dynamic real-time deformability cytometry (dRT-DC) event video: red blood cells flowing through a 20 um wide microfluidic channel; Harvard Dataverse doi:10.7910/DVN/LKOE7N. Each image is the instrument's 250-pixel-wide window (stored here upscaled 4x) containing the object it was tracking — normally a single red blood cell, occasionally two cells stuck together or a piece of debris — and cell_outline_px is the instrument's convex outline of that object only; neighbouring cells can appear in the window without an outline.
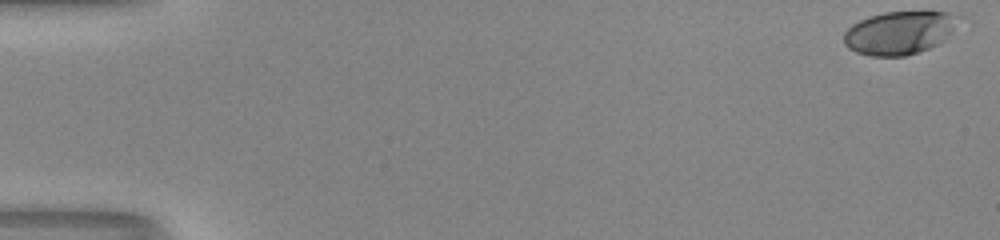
{"species": "human", "species_latin": "Homo sapiens", "temperature_condition": "room temperature", "stored_images_in_passage": 46, "camera_frame_rate_fps": 3000, "um_per_image_px": 0.085, "donor": {"sex": "male"}, "frame": {"image": 1, "passage_image": 1, "time_ms": 0.0, "image_size_px": [1000, 240], "cell_outline_px": [[964, 16], [948, 40], [928, 48], [904, 56], [872, 56], [856, 52], [848, 48], [844, 44], [844, 32], [852, 24], [868, 16], [884, 12], [948, 12]], "centroid_in_image_um": [76.52, 2.77], "position_along_channel_um": 8.5, "area_um2": 29.3}}
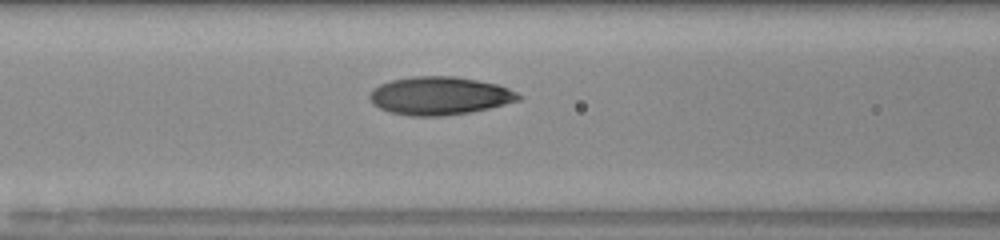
{"frame": {"image": 2, "passage_image": 23, "time_ms": 7.333, "image_size_px": [1000, 240], "cell_outline_px": [[524, 96], [520, 100], [488, 108], [468, 112], [444, 116], [408, 116], [388, 112], [372, 104], [368, 96], [368, 92], [372, 88], [380, 84], [392, 80], [412, 76], [456, 76], [496, 84], [508, 88]], "centroid_in_image_um": [37.32, 8.14], "position_along_channel_um": 129.3, "area_um2": 33.23}}
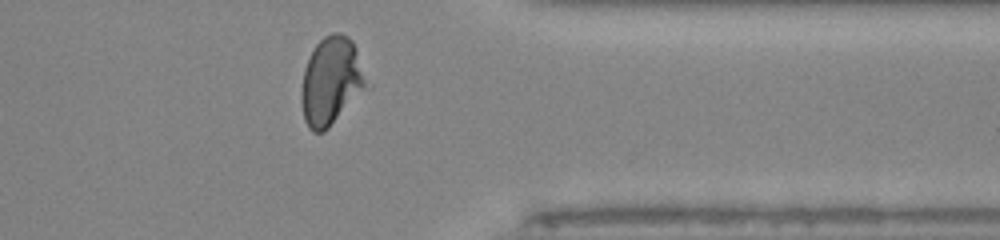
{"frame": {"image": 3, "passage_image": 42, "time_ms": 13.667, "image_size_px": [1000, 240], "cell_outline_px": [[372, 88], [324, 132], [312, 132], [308, 128], [304, 120], [300, 100], [300, 92], [304, 68], [316, 44], [324, 36], [332, 32], [340, 32], [348, 36], [352, 40], [356, 48]], "centroid_in_image_um": [28.21, 6.94], "position_along_channel_um": 383.2, "area_um2": 34.62}, "authors_computed_cell_mechanics": {"area_um2": 31.3565, "velocity_mm_per_s": 4.1526, "shape_relaxation_time_tau1_ms": 6.7185, "shape_relaxation_time_tau2_ms": 1.0942, "deformation_change_tau1": 0.2664, "deformation_change_tau2": 0.0599}}